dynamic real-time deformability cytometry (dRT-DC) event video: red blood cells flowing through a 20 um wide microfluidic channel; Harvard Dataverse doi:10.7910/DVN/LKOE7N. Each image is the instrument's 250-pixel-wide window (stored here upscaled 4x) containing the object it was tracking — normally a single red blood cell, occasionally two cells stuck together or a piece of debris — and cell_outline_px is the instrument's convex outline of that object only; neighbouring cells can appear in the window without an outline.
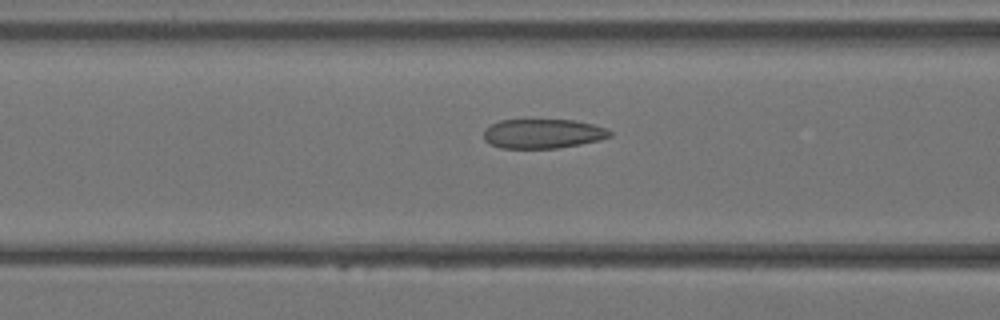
{"species": "Egyptian fruit bat (a non-hibernating species)", "species_latin": "Rousettus aegyptiacus", "temperature_condition": "warm", "stored_images_in_passage": 34, "camera_frame_rate_fps": 3000, "um_per_image_px": 0.085, "animal": {"sex": "female"}, "frame": {"image": 1, "passage_image": 13, "time_ms": 4.0, "image_size_px": [1000, 320], "cell_outline_px": [[612, 136], [600, 140], [580, 144], [556, 148], [500, 148], [484, 140], [484, 128], [500, 120], [572, 120], [592, 124], [604, 128], [612, 132]], "centroid_in_image_um": [46.13, 11.36], "position_along_channel_um": 120.5, "area_um2": 21.5}}
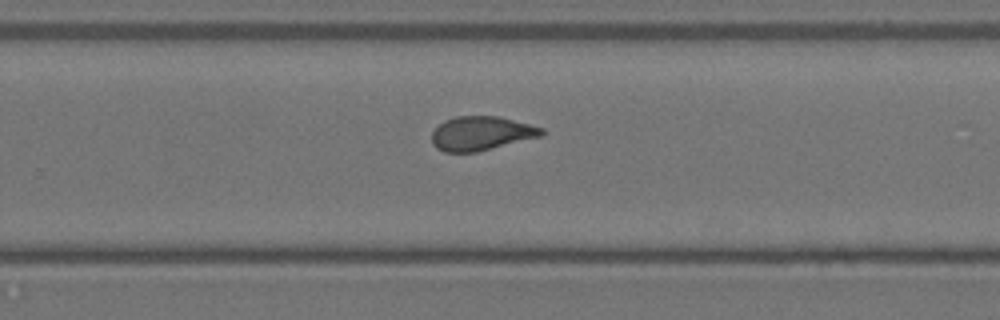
{"frame": {"image": 2, "passage_image": 22, "time_ms": 7.0, "image_size_px": [1000, 320], "cell_outline_px": [[544, 136], [476, 152], [444, 152], [436, 148], [432, 144], [432, 132], [444, 120], [456, 116], [500, 116], [544, 128]], "centroid_in_image_um": [40.92, 11.34], "position_along_channel_um": 288.9, "area_um2": 21.96}}
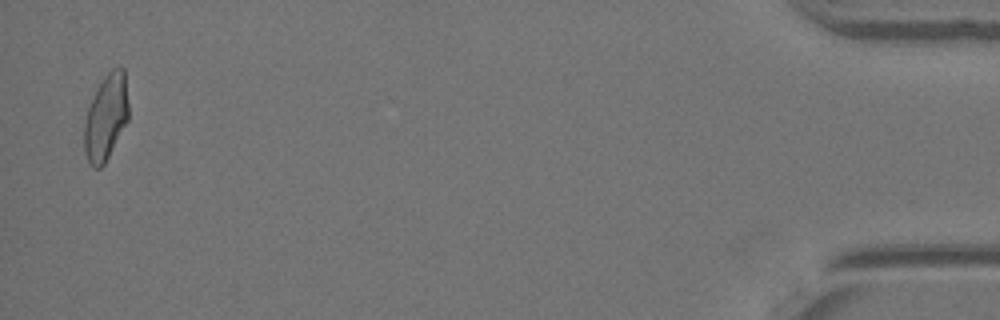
{"frame": {"image": 3, "passage_image": 34, "time_ms": 11.0, "image_size_px": [1000, 320], "cell_outline_px": [[128, 120], [104, 164], [100, 168], [92, 168], [88, 164], [84, 148], [84, 124], [88, 108], [96, 88], [104, 76], [112, 68], [124, 68], [128, 104]], "centroid_in_image_um": [8.99, 9.98], "position_along_channel_um": 426.2, "area_um2": 22.14}}